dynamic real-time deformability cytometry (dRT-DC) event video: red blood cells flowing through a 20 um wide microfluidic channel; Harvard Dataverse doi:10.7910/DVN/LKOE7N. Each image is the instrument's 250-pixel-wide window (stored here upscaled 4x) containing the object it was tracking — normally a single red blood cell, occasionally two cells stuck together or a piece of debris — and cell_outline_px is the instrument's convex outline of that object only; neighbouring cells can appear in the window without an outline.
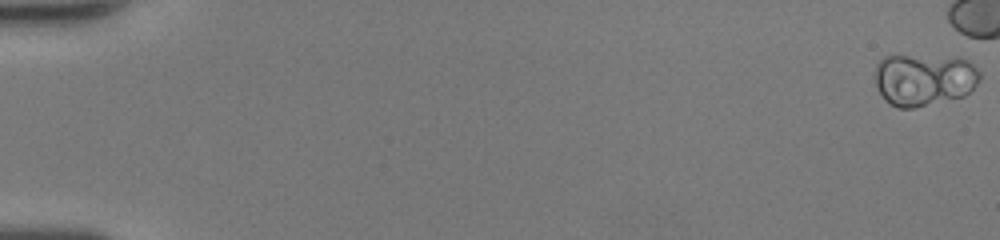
{"species": "human", "species_latin": "Homo sapiens", "temperature_condition": "room temperature", "stored_images_in_passage": 12, "camera_frame_rate_fps": 3000, "um_per_image_px": 0.085, "donor": {"sex": "female"}, "frame": {"image": 1, "passage_image": 1, "time_ms": 0.0, "image_size_px": [1000, 240], "cell_outline_px": [[980, 76], [976, 84], [964, 96], [912, 108], [900, 108], [892, 104], [876, 88], [876, 64], [884, 56], [956, 56], [968, 60], [980, 72]], "centroid_in_image_um": [78.56, 6.74], "position_along_channel_um": 6.4, "area_um2": 31.67}}